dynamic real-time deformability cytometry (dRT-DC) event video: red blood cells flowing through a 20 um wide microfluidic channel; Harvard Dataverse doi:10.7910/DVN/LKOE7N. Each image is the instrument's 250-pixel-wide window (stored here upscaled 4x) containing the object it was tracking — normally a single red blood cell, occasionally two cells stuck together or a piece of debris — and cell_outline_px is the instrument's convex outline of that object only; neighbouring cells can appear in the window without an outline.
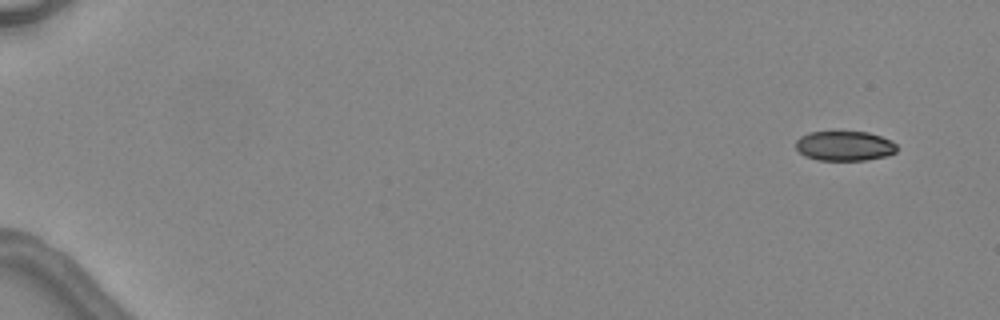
{"species": "common noctule bat (a hibernating species)", "species_latin": "Nyctalus noctula", "temperature_condition": "warm", "stored_images_in_passage": 5, "camera_frame_rate_fps": 3000, "um_per_image_px": 0.085, "animal": {"sex": "female", "body_mass_g": 24.6, "forearm_length_mm": 56.2}, "frame": {"image": 1, "passage_image": 1, "time_ms": 0.0, "image_size_px": [1000, 320], "cell_outline_px": [[896, 152], [888, 156], [864, 160], [816, 160], [804, 156], [796, 148], [796, 140], [800, 136], [808, 132], [868, 132], [892, 140], [896, 144]], "centroid_in_image_um": [71.78, 12.4], "position_along_channel_um": 13.2, "area_um2": 17.63}}
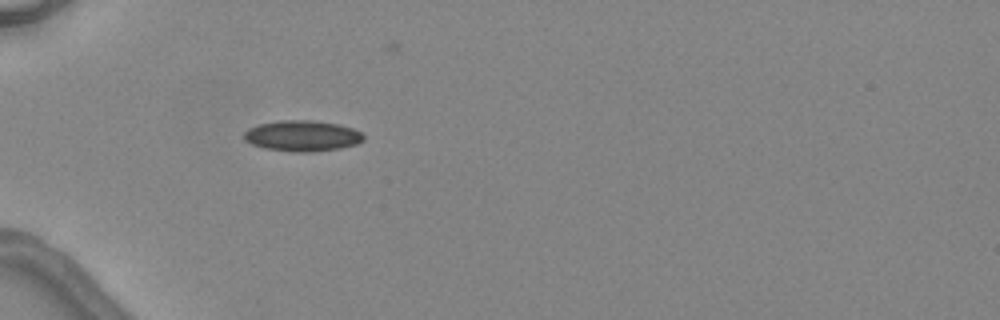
{"frame": {"image": 2, "passage_image": 5, "time_ms": 4.667, "image_size_px": [1000, 320], "cell_outline_px": [[364, 140], [356, 144], [340, 148], [316, 152], [292, 152], [264, 148], [252, 144], [244, 140], [244, 132], [248, 128], [260, 124], [280, 120], [312, 120], [340, 124], [352, 128], [360, 132], [364, 136]], "centroid_in_image_um": [25.69, 11.55], "position_along_channel_um": 59.3, "area_um2": 21.62}}